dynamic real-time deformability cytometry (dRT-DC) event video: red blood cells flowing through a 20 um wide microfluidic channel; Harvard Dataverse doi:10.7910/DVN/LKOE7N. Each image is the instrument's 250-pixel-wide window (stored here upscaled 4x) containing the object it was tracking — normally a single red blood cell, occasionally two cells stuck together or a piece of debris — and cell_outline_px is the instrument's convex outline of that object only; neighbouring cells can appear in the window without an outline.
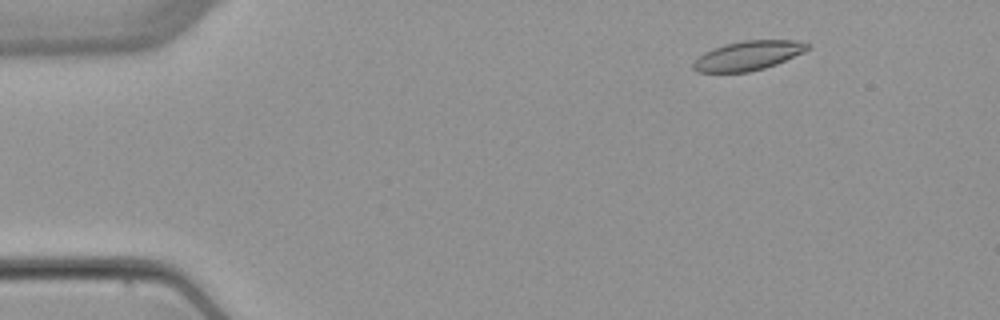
{"species": "common noctule bat (a hibernating species)", "species_latin": "Nyctalus noctula", "temperature_condition": "warm", "stored_images_in_passage": 5, "camera_frame_rate_fps": 3000, "um_per_image_px": 0.085, "animal": {"sex": "female", "body_mass_g": 22.7, "forearm_length_mm": 54.2}, "frame": {"image": 1, "passage_image": 2, "time_ms": 1.333, "image_size_px": [1000, 320], "cell_outline_px": [[812, 48], [804, 52], [776, 64], [764, 68], [748, 72], [696, 72], [692, 68], [692, 60], [696, 56], [712, 48], [724, 44], [744, 40], [796, 40], [812, 44]], "centroid_in_image_um": [63.57, 4.72], "position_along_channel_um": 21.4, "area_um2": 19.88}}
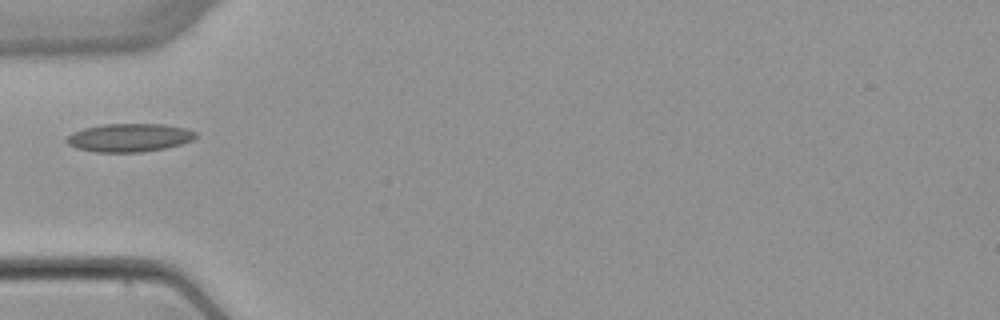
{"frame": {"image": 2, "passage_image": 5, "time_ms": 5.0, "image_size_px": [1000, 320], "cell_outline_px": [[196, 136], [192, 140], [180, 144], [164, 148], [140, 152], [96, 152], [76, 148], [68, 144], [64, 140], [72, 132], [84, 128], [104, 124], [164, 124], [188, 128], [196, 132]], "centroid_in_image_um": [10.98, 11.69], "position_along_channel_um": 74.0, "area_um2": 21.27}}